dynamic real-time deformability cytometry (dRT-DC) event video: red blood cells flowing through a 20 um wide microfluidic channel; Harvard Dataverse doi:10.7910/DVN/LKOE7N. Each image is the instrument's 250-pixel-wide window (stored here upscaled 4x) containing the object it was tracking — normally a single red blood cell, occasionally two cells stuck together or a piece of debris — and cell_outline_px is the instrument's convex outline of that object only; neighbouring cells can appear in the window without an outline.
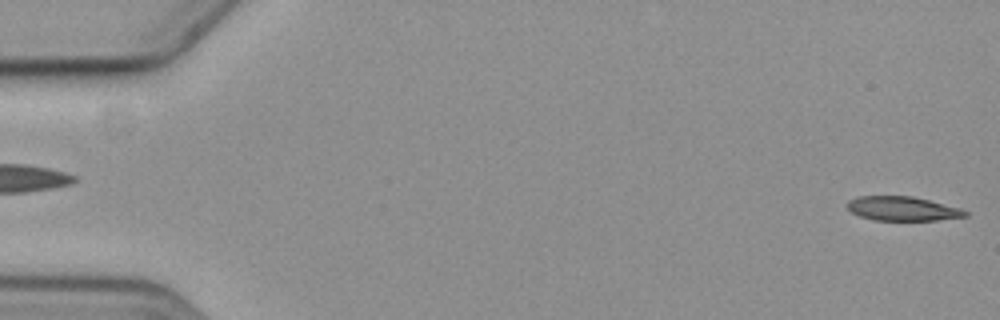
{"species": "common noctule bat (a hibernating species)", "species_latin": "Nyctalus noctula", "temperature_condition": "cold", "stored_images_in_passage": 6, "segment_of_instrument_passage": [2, 2], "camera_frame_rate_fps": 3000, "um_per_image_px": 0.085, "animal": {"sex": "female", "body_mass_g": 19.3, "forearm_length_mm": 54.1}, "frame": {"image": 1, "passage_image": 6, "time_ms": 6.0, "image_size_px": [1000, 320], "cell_outline_px": [[968, 216], [936, 220], [876, 220], [860, 216], [852, 212], [848, 208], [848, 200], [860, 196], [912, 196], [960, 208], [968, 212]], "centroid_in_image_um": [76.72, 17.73], "position_along_channel_um": 8.3, "area_um2": 16.42}}